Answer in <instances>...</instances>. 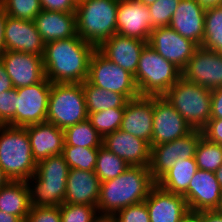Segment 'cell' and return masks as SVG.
<instances>
[{
	"label": "cell",
	"instance_id": "41",
	"mask_svg": "<svg viewBox=\"0 0 222 222\" xmlns=\"http://www.w3.org/2000/svg\"><path fill=\"white\" fill-rule=\"evenodd\" d=\"M117 222H150L145 201L130 205L115 213Z\"/></svg>",
	"mask_w": 222,
	"mask_h": 222
},
{
	"label": "cell",
	"instance_id": "57",
	"mask_svg": "<svg viewBox=\"0 0 222 222\" xmlns=\"http://www.w3.org/2000/svg\"><path fill=\"white\" fill-rule=\"evenodd\" d=\"M74 1V3L77 5L78 3H80V2H82V1H84V0H73Z\"/></svg>",
	"mask_w": 222,
	"mask_h": 222
},
{
	"label": "cell",
	"instance_id": "49",
	"mask_svg": "<svg viewBox=\"0 0 222 222\" xmlns=\"http://www.w3.org/2000/svg\"><path fill=\"white\" fill-rule=\"evenodd\" d=\"M92 222H117L115 214L99 213L94 216Z\"/></svg>",
	"mask_w": 222,
	"mask_h": 222
},
{
	"label": "cell",
	"instance_id": "13",
	"mask_svg": "<svg viewBox=\"0 0 222 222\" xmlns=\"http://www.w3.org/2000/svg\"><path fill=\"white\" fill-rule=\"evenodd\" d=\"M182 77L210 90L222 87V53L199 46L182 70Z\"/></svg>",
	"mask_w": 222,
	"mask_h": 222
},
{
	"label": "cell",
	"instance_id": "51",
	"mask_svg": "<svg viewBox=\"0 0 222 222\" xmlns=\"http://www.w3.org/2000/svg\"><path fill=\"white\" fill-rule=\"evenodd\" d=\"M204 9L222 5V0H196Z\"/></svg>",
	"mask_w": 222,
	"mask_h": 222
},
{
	"label": "cell",
	"instance_id": "28",
	"mask_svg": "<svg viewBox=\"0 0 222 222\" xmlns=\"http://www.w3.org/2000/svg\"><path fill=\"white\" fill-rule=\"evenodd\" d=\"M87 113L108 110L109 108H125L128 99L119 93L98 88L87 80L82 83Z\"/></svg>",
	"mask_w": 222,
	"mask_h": 222
},
{
	"label": "cell",
	"instance_id": "7",
	"mask_svg": "<svg viewBox=\"0 0 222 222\" xmlns=\"http://www.w3.org/2000/svg\"><path fill=\"white\" fill-rule=\"evenodd\" d=\"M212 90L181 77L163 97L196 130H202L211 119Z\"/></svg>",
	"mask_w": 222,
	"mask_h": 222
},
{
	"label": "cell",
	"instance_id": "20",
	"mask_svg": "<svg viewBox=\"0 0 222 222\" xmlns=\"http://www.w3.org/2000/svg\"><path fill=\"white\" fill-rule=\"evenodd\" d=\"M154 96H139L128 100L120 130L151 143L153 132Z\"/></svg>",
	"mask_w": 222,
	"mask_h": 222
},
{
	"label": "cell",
	"instance_id": "30",
	"mask_svg": "<svg viewBox=\"0 0 222 222\" xmlns=\"http://www.w3.org/2000/svg\"><path fill=\"white\" fill-rule=\"evenodd\" d=\"M201 46L222 53V5L206 9L204 38Z\"/></svg>",
	"mask_w": 222,
	"mask_h": 222
},
{
	"label": "cell",
	"instance_id": "43",
	"mask_svg": "<svg viewBox=\"0 0 222 222\" xmlns=\"http://www.w3.org/2000/svg\"><path fill=\"white\" fill-rule=\"evenodd\" d=\"M202 134L208 141L222 145V119H210Z\"/></svg>",
	"mask_w": 222,
	"mask_h": 222
},
{
	"label": "cell",
	"instance_id": "18",
	"mask_svg": "<svg viewBox=\"0 0 222 222\" xmlns=\"http://www.w3.org/2000/svg\"><path fill=\"white\" fill-rule=\"evenodd\" d=\"M145 203L150 222H183L191 214L182 195L167 192L157 184L151 189Z\"/></svg>",
	"mask_w": 222,
	"mask_h": 222
},
{
	"label": "cell",
	"instance_id": "34",
	"mask_svg": "<svg viewBox=\"0 0 222 222\" xmlns=\"http://www.w3.org/2000/svg\"><path fill=\"white\" fill-rule=\"evenodd\" d=\"M62 154L69 169L95 170L98 148L64 145Z\"/></svg>",
	"mask_w": 222,
	"mask_h": 222
},
{
	"label": "cell",
	"instance_id": "48",
	"mask_svg": "<svg viewBox=\"0 0 222 222\" xmlns=\"http://www.w3.org/2000/svg\"><path fill=\"white\" fill-rule=\"evenodd\" d=\"M6 13L5 11L0 7V57L5 51V43H4V26L6 22Z\"/></svg>",
	"mask_w": 222,
	"mask_h": 222
},
{
	"label": "cell",
	"instance_id": "53",
	"mask_svg": "<svg viewBox=\"0 0 222 222\" xmlns=\"http://www.w3.org/2000/svg\"><path fill=\"white\" fill-rule=\"evenodd\" d=\"M215 176H216L217 181L219 182V185L222 188V165L215 172Z\"/></svg>",
	"mask_w": 222,
	"mask_h": 222
},
{
	"label": "cell",
	"instance_id": "37",
	"mask_svg": "<svg viewBox=\"0 0 222 222\" xmlns=\"http://www.w3.org/2000/svg\"><path fill=\"white\" fill-rule=\"evenodd\" d=\"M179 2L180 0H157L149 5L152 29L169 26Z\"/></svg>",
	"mask_w": 222,
	"mask_h": 222
},
{
	"label": "cell",
	"instance_id": "25",
	"mask_svg": "<svg viewBox=\"0 0 222 222\" xmlns=\"http://www.w3.org/2000/svg\"><path fill=\"white\" fill-rule=\"evenodd\" d=\"M34 22L45 43L77 36L75 12L42 10Z\"/></svg>",
	"mask_w": 222,
	"mask_h": 222
},
{
	"label": "cell",
	"instance_id": "19",
	"mask_svg": "<svg viewBox=\"0 0 222 222\" xmlns=\"http://www.w3.org/2000/svg\"><path fill=\"white\" fill-rule=\"evenodd\" d=\"M103 146L122 158L129 166H149L150 144L125 131L117 130L103 138Z\"/></svg>",
	"mask_w": 222,
	"mask_h": 222
},
{
	"label": "cell",
	"instance_id": "15",
	"mask_svg": "<svg viewBox=\"0 0 222 222\" xmlns=\"http://www.w3.org/2000/svg\"><path fill=\"white\" fill-rule=\"evenodd\" d=\"M222 196V188L215 173L197 169L189 183L188 191L183 195L191 214L217 210Z\"/></svg>",
	"mask_w": 222,
	"mask_h": 222
},
{
	"label": "cell",
	"instance_id": "22",
	"mask_svg": "<svg viewBox=\"0 0 222 222\" xmlns=\"http://www.w3.org/2000/svg\"><path fill=\"white\" fill-rule=\"evenodd\" d=\"M205 11L196 0H180L169 26L201 46L204 38Z\"/></svg>",
	"mask_w": 222,
	"mask_h": 222
},
{
	"label": "cell",
	"instance_id": "39",
	"mask_svg": "<svg viewBox=\"0 0 222 222\" xmlns=\"http://www.w3.org/2000/svg\"><path fill=\"white\" fill-rule=\"evenodd\" d=\"M203 136L202 130L193 129L187 135L174 140L175 161L195 158V151L200 138Z\"/></svg>",
	"mask_w": 222,
	"mask_h": 222
},
{
	"label": "cell",
	"instance_id": "5",
	"mask_svg": "<svg viewBox=\"0 0 222 222\" xmlns=\"http://www.w3.org/2000/svg\"><path fill=\"white\" fill-rule=\"evenodd\" d=\"M25 127L0 125V167L11 180H29L36 172Z\"/></svg>",
	"mask_w": 222,
	"mask_h": 222
},
{
	"label": "cell",
	"instance_id": "36",
	"mask_svg": "<svg viewBox=\"0 0 222 222\" xmlns=\"http://www.w3.org/2000/svg\"><path fill=\"white\" fill-rule=\"evenodd\" d=\"M0 7L7 16L31 21L43 10L40 0H1Z\"/></svg>",
	"mask_w": 222,
	"mask_h": 222
},
{
	"label": "cell",
	"instance_id": "29",
	"mask_svg": "<svg viewBox=\"0 0 222 222\" xmlns=\"http://www.w3.org/2000/svg\"><path fill=\"white\" fill-rule=\"evenodd\" d=\"M64 145L99 148L103 145V137L87 119L64 130Z\"/></svg>",
	"mask_w": 222,
	"mask_h": 222
},
{
	"label": "cell",
	"instance_id": "17",
	"mask_svg": "<svg viewBox=\"0 0 222 222\" xmlns=\"http://www.w3.org/2000/svg\"><path fill=\"white\" fill-rule=\"evenodd\" d=\"M5 50L44 55L45 42L34 21L6 17L4 26Z\"/></svg>",
	"mask_w": 222,
	"mask_h": 222
},
{
	"label": "cell",
	"instance_id": "33",
	"mask_svg": "<svg viewBox=\"0 0 222 222\" xmlns=\"http://www.w3.org/2000/svg\"><path fill=\"white\" fill-rule=\"evenodd\" d=\"M195 160L198 169L215 173L222 165V145L202 136L196 147Z\"/></svg>",
	"mask_w": 222,
	"mask_h": 222
},
{
	"label": "cell",
	"instance_id": "45",
	"mask_svg": "<svg viewBox=\"0 0 222 222\" xmlns=\"http://www.w3.org/2000/svg\"><path fill=\"white\" fill-rule=\"evenodd\" d=\"M211 119H222V87L212 90Z\"/></svg>",
	"mask_w": 222,
	"mask_h": 222
},
{
	"label": "cell",
	"instance_id": "21",
	"mask_svg": "<svg viewBox=\"0 0 222 222\" xmlns=\"http://www.w3.org/2000/svg\"><path fill=\"white\" fill-rule=\"evenodd\" d=\"M147 41L114 34L97 49L113 63L135 75L138 62Z\"/></svg>",
	"mask_w": 222,
	"mask_h": 222
},
{
	"label": "cell",
	"instance_id": "56",
	"mask_svg": "<svg viewBox=\"0 0 222 222\" xmlns=\"http://www.w3.org/2000/svg\"><path fill=\"white\" fill-rule=\"evenodd\" d=\"M217 210H218L219 212L222 213V196H221V202H220V205H219V207H218Z\"/></svg>",
	"mask_w": 222,
	"mask_h": 222
},
{
	"label": "cell",
	"instance_id": "8",
	"mask_svg": "<svg viewBox=\"0 0 222 222\" xmlns=\"http://www.w3.org/2000/svg\"><path fill=\"white\" fill-rule=\"evenodd\" d=\"M87 119L82 83H52L46 122L65 130Z\"/></svg>",
	"mask_w": 222,
	"mask_h": 222
},
{
	"label": "cell",
	"instance_id": "16",
	"mask_svg": "<svg viewBox=\"0 0 222 222\" xmlns=\"http://www.w3.org/2000/svg\"><path fill=\"white\" fill-rule=\"evenodd\" d=\"M116 27L119 35L148 42L153 30L148 6L138 0H119Z\"/></svg>",
	"mask_w": 222,
	"mask_h": 222
},
{
	"label": "cell",
	"instance_id": "46",
	"mask_svg": "<svg viewBox=\"0 0 222 222\" xmlns=\"http://www.w3.org/2000/svg\"><path fill=\"white\" fill-rule=\"evenodd\" d=\"M192 215L198 222H222V213L218 210L200 211Z\"/></svg>",
	"mask_w": 222,
	"mask_h": 222
},
{
	"label": "cell",
	"instance_id": "31",
	"mask_svg": "<svg viewBox=\"0 0 222 222\" xmlns=\"http://www.w3.org/2000/svg\"><path fill=\"white\" fill-rule=\"evenodd\" d=\"M129 167L122 158H119L103 145L98 148L94 172L98 176L100 183L118 177Z\"/></svg>",
	"mask_w": 222,
	"mask_h": 222
},
{
	"label": "cell",
	"instance_id": "38",
	"mask_svg": "<svg viewBox=\"0 0 222 222\" xmlns=\"http://www.w3.org/2000/svg\"><path fill=\"white\" fill-rule=\"evenodd\" d=\"M97 207L83 204H67L60 206L61 222H92Z\"/></svg>",
	"mask_w": 222,
	"mask_h": 222
},
{
	"label": "cell",
	"instance_id": "44",
	"mask_svg": "<svg viewBox=\"0 0 222 222\" xmlns=\"http://www.w3.org/2000/svg\"><path fill=\"white\" fill-rule=\"evenodd\" d=\"M42 9L58 12H75L76 4L73 0H40Z\"/></svg>",
	"mask_w": 222,
	"mask_h": 222
},
{
	"label": "cell",
	"instance_id": "2",
	"mask_svg": "<svg viewBox=\"0 0 222 222\" xmlns=\"http://www.w3.org/2000/svg\"><path fill=\"white\" fill-rule=\"evenodd\" d=\"M155 185L149 166H130L118 177L100 183L97 211L115 214L143 202Z\"/></svg>",
	"mask_w": 222,
	"mask_h": 222
},
{
	"label": "cell",
	"instance_id": "55",
	"mask_svg": "<svg viewBox=\"0 0 222 222\" xmlns=\"http://www.w3.org/2000/svg\"><path fill=\"white\" fill-rule=\"evenodd\" d=\"M140 1L141 3L145 4L146 6H149L153 3H155L157 0H138Z\"/></svg>",
	"mask_w": 222,
	"mask_h": 222
},
{
	"label": "cell",
	"instance_id": "11",
	"mask_svg": "<svg viewBox=\"0 0 222 222\" xmlns=\"http://www.w3.org/2000/svg\"><path fill=\"white\" fill-rule=\"evenodd\" d=\"M193 128L163 96H154L153 132L150 146L172 142Z\"/></svg>",
	"mask_w": 222,
	"mask_h": 222
},
{
	"label": "cell",
	"instance_id": "14",
	"mask_svg": "<svg viewBox=\"0 0 222 222\" xmlns=\"http://www.w3.org/2000/svg\"><path fill=\"white\" fill-rule=\"evenodd\" d=\"M0 60L14 88L31 86L46 78L43 56L5 50Z\"/></svg>",
	"mask_w": 222,
	"mask_h": 222
},
{
	"label": "cell",
	"instance_id": "26",
	"mask_svg": "<svg viewBox=\"0 0 222 222\" xmlns=\"http://www.w3.org/2000/svg\"><path fill=\"white\" fill-rule=\"evenodd\" d=\"M27 181L11 180L0 189V210L18 216L23 222L31 210Z\"/></svg>",
	"mask_w": 222,
	"mask_h": 222
},
{
	"label": "cell",
	"instance_id": "52",
	"mask_svg": "<svg viewBox=\"0 0 222 222\" xmlns=\"http://www.w3.org/2000/svg\"><path fill=\"white\" fill-rule=\"evenodd\" d=\"M11 181L9 176L5 173V171L0 167V189L4 187Z\"/></svg>",
	"mask_w": 222,
	"mask_h": 222
},
{
	"label": "cell",
	"instance_id": "47",
	"mask_svg": "<svg viewBox=\"0 0 222 222\" xmlns=\"http://www.w3.org/2000/svg\"><path fill=\"white\" fill-rule=\"evenodd\" d=\"M11 78L8 76L5 66L0 60V93L13 89Z\"/></svg>",
	"mask_w": 222,
	"mask_h": 222
},
{
	"label": "cell",
	"instance_id": "3",
	"mask_svg": "<svg viewBox=\"0 0 222 222\" xmlns=\"http://www.w3.org/2000/svg\"><path fill=\"white\" fill-rule=\"evenodd\" d=\"M69 167L63 154L52 155L37 163L36 172L27 180L31 205L59 207L64 203ZM36 185L31 188L29 181Z\"/></svg>",
	"mask_w": 222,
	"mask_h": 222
},
{
	"label": "cell",
	"instance_id": "54",
	"mask_svg": "<svg viewBox=\"0 0 222 222\" xmlns=\"http://www.w3.org/2000/svg\"><path fill=\"white\" fill-rule=\"evenodd\" d=\"M183 222H198V220L192 214H190V216L187 217Z\"/></svg>",
	"mask_w": 222,
	"mask_h": 222
},
{
	"label": "cell",
	"instance_id": "42",
	"mask_svg": "<svg viewBox=\"0 0 222 222\" xmlns=\"http://www.w3.org/2000/svg\"><path fill=\"white\" fill-rule=\"evenodd\" d=\"M24 222H61L59 207L32 206Z\"/></svg>",
	"mask_w": 222,
	"mask_h": 222
},
{
	"label": "cell",
	"instance_id": "9",
	"mask_svg": "<svg viewBox=\"0 0 222 222\" xmlns=\"http://www.w3.org/2000/svg\"><path fill=\"white\" fill-rule=\"evenodd\" d=\"M87 81L98 88L122 94L128 100L140 96L134 75L113 63L97 48L90 59Z\"/></svg>",
	"mask_w": 222,
	"mask_h": 222
},
{
	"label": "cell",
	"instance_id": "50",
	"mask_svg": "<svg viewBox=\"0 0 222 222\" xmlns=\"http://www.w3.org/2000/svg\"><path fill=\"white\" fill-rule=\"evenodd\" d=\"M0 222H23L18 216L0 210Z\"/></svg>",
	"mask_w": 222,
	"mask_h": 222
},
{
	"label": "cell",
	"instance_id": "1",
	"mask_svg": "<svg viewBox=\"0 0 222 222\" xmlns=\"http://www.w3.org/2000/svg\"><path fill=\"white\" fill-rule=\"evenodd\" d=\"M96 48L78 35L45 43L46 78L51 83H83L87 80L90 59Z\"/></svg>",
	"mask_w": 222,
	"mask_h": 222
},
{
	"label": "cell",
	"instance_id": "27",
	"mask_svg": "<svg viewBox=\"0 0 222 222\" xmlns=\"http://www.w3.org/2000/svg\"><path fill=\"white\" fill-rule=\"evenodd\" d=\"M197 169L195 158L178 159L174 167L168 170L156 184L167 192L183 196L188 191L189 183Z\"/></svg>",
	"mask_w": 222,
	"mask_h": 222
},
{
	"label": "cell",
	"instance_id": "6",
	"mask_svg": "<svg viewBox=\"0 0 222 222\" xmlns=\"http://www.w3.org/2000/svg\"><path fill=\"white\" fill-rule=\"evenodd\" d=\"M182 71L147 44L140 56L134 80L140 96H163Z\"/></svg>",
	"mask_w": 222,
	"mask_h": 222
},
{
	"label": "cell",
	"instance_id": "35",
	"mask_svg": "<svg viewBox=\"0 0 222 222\" xmlns=\"http://www.w3.org/2000/svg\"><path fill=\"white\" fill-rule=\"evenodd\" d=\"M125 108H109L99 112L88 113V120L104 138L120 129Z\"/></svg>",
	"mask_w": 222,
	"mask_h": 222
},
{
	"label": "cell",
	"instance_id": "4",
	"mask_svg": "<svg viewBox=\"0 0 222 222\" xmlns=\"http://www.w3.org/2000/svg\"><path fill=\"white\" fill-rule=\"evenodd\" d=\"M119 0H84L76 5L77 35L98 47L117 34Z\"/></svg>",
	"mask_w": 222,
	"mask_h": 222
},
{
	"label": "cell",
	"instance_id": "12",
	"mask_svg": "<svg viewBox=\"0 0 222 222\" xmlns=\"http://www.w3.org/2000/svg\"><path fill=\"white\" fill-rule=\"evenodd\" d=\"M147 43L181 71L199 47L196 43L181 36L170 26L153 29Z\"/></svg>",
	"mask_w": 222,
	"mask_h": 222
},
{
	"label": "cell",
	"instance_id": "23",
	"mask_svg": "<svg viewBox=\"0 0 222 222\" xmlns=\"http://www.w3.org/2000/svg\"><path fill=\"white\" fill-rule=\"evenodd\" d=\"M32 150V156L38 163L52 155L63 153L64 130L54 124L43 122L25 126Z\"/></svg>",
	"mask_w": 222,
	"mask_h": 222
},
{
	"label": "cell",
	"instance_id": "10",
	"mask_svg": "<svg viewBox=\"0 0 222 222\" xmlns=\"http://www.w3.org/2000/svg\"><path fill=\"white\" fill-rule=\"evenodd\" d=\"M51 86L45 78L37 84L16 88L15 127L46 122Z\"/></svg>",
	"mask_w": 222,
	"mask_h": 222
},
{
	"label": "cell",
	"instance_id": "32",
	"mask_svg": "<svg viewBox=\"0 0 222 222\" xmlns=\"http://www.w3.org/2000/svg\"><path fill=\"white\" fill-rule=\"evenodd\" d=\"M175 164L174 140L151 146L149 169L155 182L174 167Z\"/></svg>",
	"mask_w": 222,
	"mask_h": 222
},
{
	"label": "cell",
	"instance_id": "40",
	"mask_svg": "<svg viewBox=\"0 0 222 222\" xmlns=\"http://www.w3.org/2000/svg\"><path fill=\"white\" fill-rule=\"evenodd\" d=\"M16 99V88L0 93V125L15 127Z\"/></svg>",
	"mask_w": 222,
	"mask_h": 222
},
{
	"label": "cell",
	"instance_id": "24",
	"mask_svg": "<svg viewBox=\"0 0 222 222\" xmlns=\"http://www.w3.org/2000/svg\"><path fill=\"white\" fill-rule=\"evenodd\" d=\"M100 181L94 171L69 169L64 203L97 207Z\"/></svg>",
	"mask_w": 222,
	"mask_h": 222
}]
</instances>
